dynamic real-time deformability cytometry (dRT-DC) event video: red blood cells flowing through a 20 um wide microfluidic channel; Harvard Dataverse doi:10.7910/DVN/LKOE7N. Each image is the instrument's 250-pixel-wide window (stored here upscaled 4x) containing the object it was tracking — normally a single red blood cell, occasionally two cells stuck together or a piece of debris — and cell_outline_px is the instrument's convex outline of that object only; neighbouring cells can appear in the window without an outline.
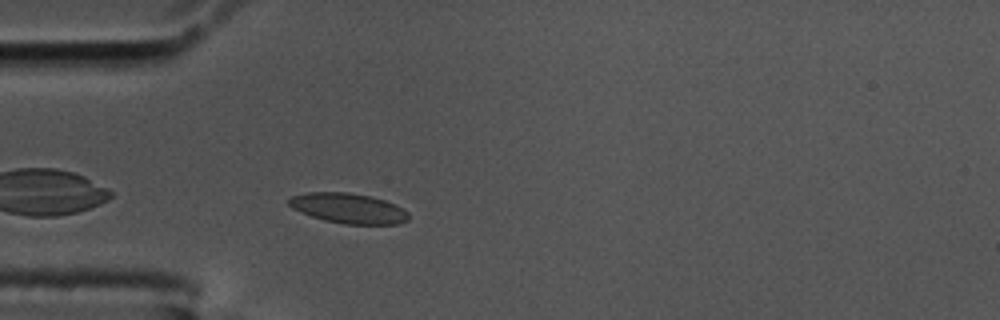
{"species": "common noctule bat (a hibernating species)", "species_latin": "Nyctalus noctula", "temperature_condition": "cold", "stored_images_in_passage": 45, "camera_frame_rate_fps": 3000, "um_per_image_px": 0.085, "animal": {"sex": "male", "body_mass_g": 17.5, "forearm_length_mm": 52.3}, "frame": {"image": 1, "passage_image": 3, "time_ms": 0.667, "image_size_px": [1000, 320], "cell_outline_px": [[408, 220], [400, 224], [344, 224], [324, 220], [300, 212], [292, 208], [288, 204], [288, 200], [292, 196], [308, 192], [348, 192], [372, 196], [396, 204], [408, 212]], "centroid_in_image_um": [29.63, 17.7], "position_along_channel_um": 55.4, "area_um2": 21.1}}
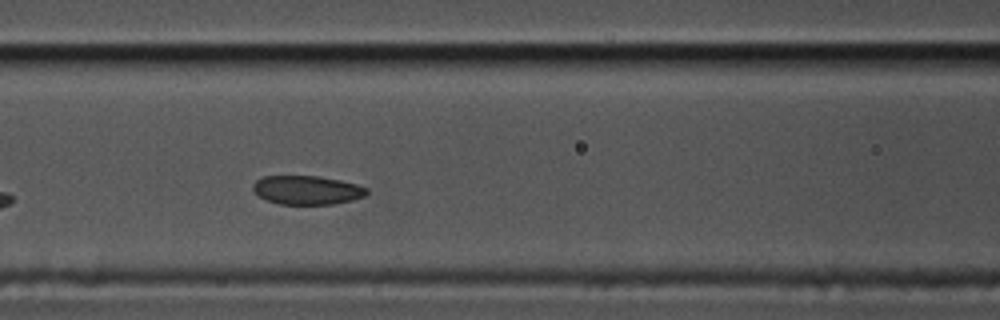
{"frame": {"image": 2, "passage_image": 11, "time_ms": 3.333, "image_size_px": [1000, 320], "cell_outline_px": [[368, 192], [364, 196], [352, 200], [332, 204], [280, 204], [268, 200], [260, 196], [252, 188], [252, 184], [256, 180], [264, 176], [320, 176], [340, 180], [356, 184], [368, 188]], "centroid_in_image_um": [26.11, 16.15], "position_along_channel_um": 140.5, "area_um2": 19.02}}
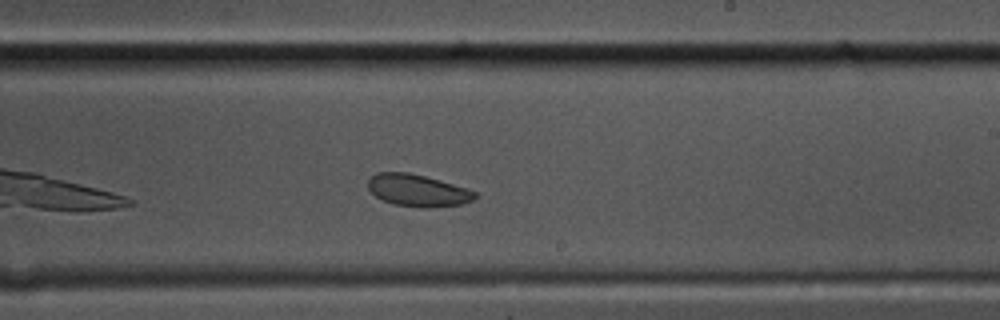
{"frame": {"image": 3, "passage_image": 21, "time_ms": 6.667, "image_size_px": [1000, 320], "cell_outline_px": [[476, 196], [472, 200], [460, 204], [420, 208], [396, 204], [384, 200], [376, 196], [368, 188], [368, 180], [376, 172], [408, 172], [424, 176], [468, 188], [476, 192]], "centroid_in_image_um": [35.49, 16.17], "position_along_channel_um": 253.5, "area_um2": 19.65}, "authors_computed_cell_mechanics": {"area_um2": 20.9236, "velocity_mm_per_s": 3.4048, "shape_relaxation_time_tau1_ms": 3.111, "shape_relaxation_time_tau2_ms": 7.1113, "deformation_change_tau1": 0.0779, "deformation_change_tau2": 0.0826}}